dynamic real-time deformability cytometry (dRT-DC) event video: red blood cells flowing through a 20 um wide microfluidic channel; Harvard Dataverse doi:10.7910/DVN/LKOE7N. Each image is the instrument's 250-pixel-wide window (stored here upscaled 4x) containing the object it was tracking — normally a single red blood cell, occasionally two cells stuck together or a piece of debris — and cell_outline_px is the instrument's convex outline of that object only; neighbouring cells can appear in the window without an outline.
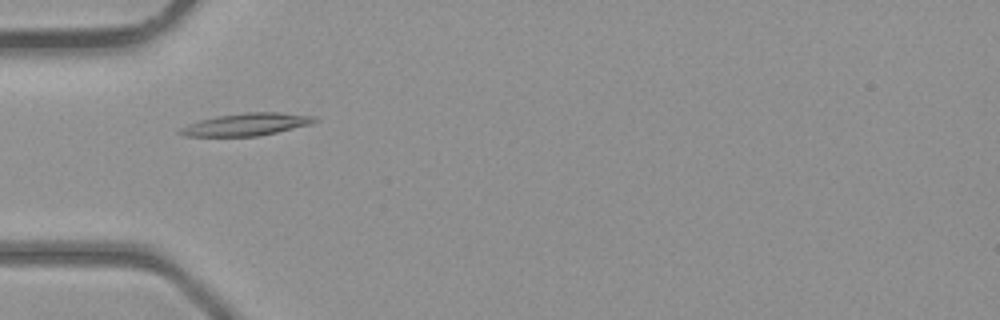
{"species": "common noctule bat (a hibernating species)", "species_latin": "Nyctalus noctula", "temperature_condition": "room temperature", "stored_images_in_passage": 3, "camera_frame_rate_fps": 3000, "um_per_image_px": 0.085, "animal": {"sex": "male", "body_mass_g": 23.1, "forearm_length_mm": 52.7}, "frame": {"image": 1, "passage_image": 2, "time_ms": 2.333, "image_size_px": [1000, 320], "cell_outline_px": [[316, 120], [312, 124], [260, 136], [184, 136], [176, 132], [180, 128], [188, 124], [200, 120], [216, 116], [244, 112], [280, 112], [316, 116]], "centroid_in_image_um": [20.94, 10.57], "position_along_channel_um": 64.1, "area_um2": 17.69}}
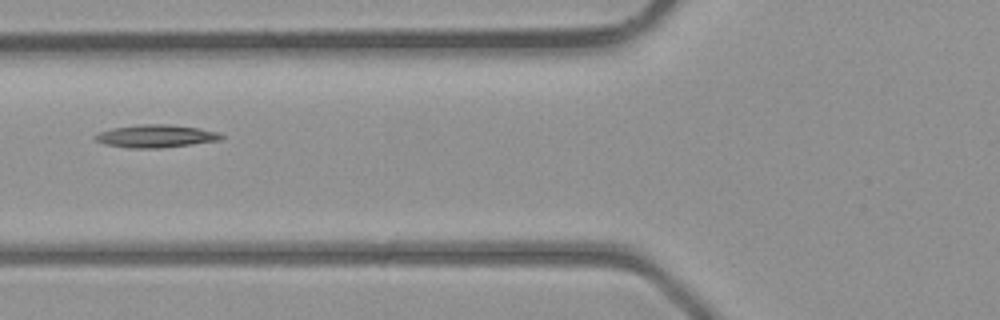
{"frame": {"image": 2, "passage_image": 3, "time_ms": 3.333, "image_size_px": [1000, 320], "cell_outline_px": [[224, 136], [220, 140], [192, 144], [160, 148], [132, 148], [104, 144], [96, 140], [92, 136], [100, 132], [112, 128], [140, 124], [168, 124], [200, 128], [220, 132]], "centroid_in_image_um": [13.26, 11.56], "position_along_channel_um": 112.5, "area_um2": 16.76}}